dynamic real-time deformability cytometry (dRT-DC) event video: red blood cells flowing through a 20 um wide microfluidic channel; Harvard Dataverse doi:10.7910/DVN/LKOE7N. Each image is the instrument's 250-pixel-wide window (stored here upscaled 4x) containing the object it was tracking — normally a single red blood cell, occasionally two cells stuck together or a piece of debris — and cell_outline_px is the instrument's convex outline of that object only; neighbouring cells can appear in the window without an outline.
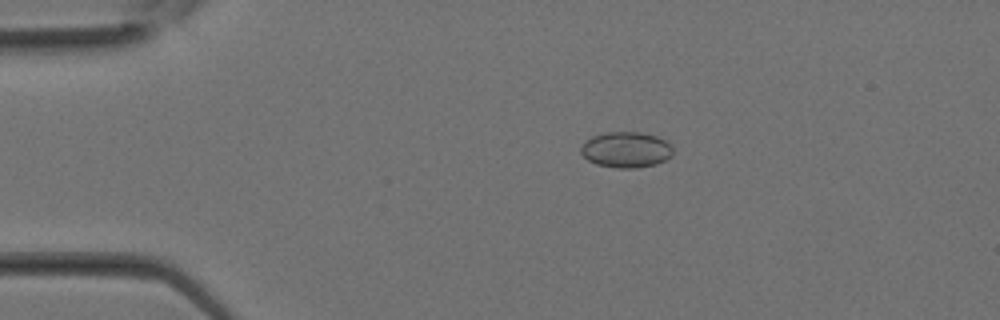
{"species": "Egyptian fruit bat (a non-hibernating species)", "species_latin": "Rousettus aegyptiacus", "temperature_condition": "room temperature", "stored_images_in_passage": 33, "camera_frame_rate_fps": 3000, "um_per_image_px": 0.085, "animal": {"sex": "female"}, "frame": {"image": 1, "passage_image": 7, "time_ms": 2.0, "image_size_px": [1000, 320], "cell_outline_px": [[672, 156], [656, 164], [636, 168], [620, 168], [596, 164], [588, 160], [580, 152], [580, 148], [584, 140], [592, 136], [604, 132], [640, 132], [656, 136], [668, 140], [672, 144]], "centroid_in_image_um": [53.22, 12.71], "position_along_channel_um": 31.8, "area_um2": 19.42}}
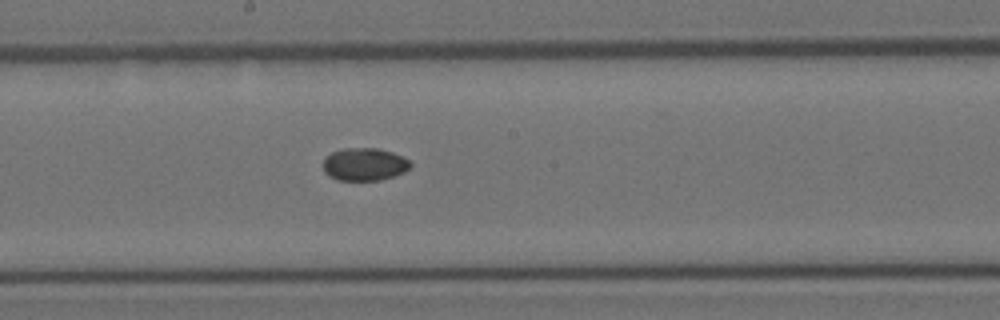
{"frame": {"image": 2, "passage_image": 18, "time_ms": 5.667, "image_size_px": [1000, 320], "cell_outline_px": [[412, 164], [404, 172], [380, 180], [336, 180], [328, 176], [324, 172], [324, 160], [332, 152], [344, 148], [376, 148], [392, 152], [408, 160]], "centroid_in_image_um": [30.95, 13.97], "position_along_channel_um": 217.2, "area_um2": 16.47}}
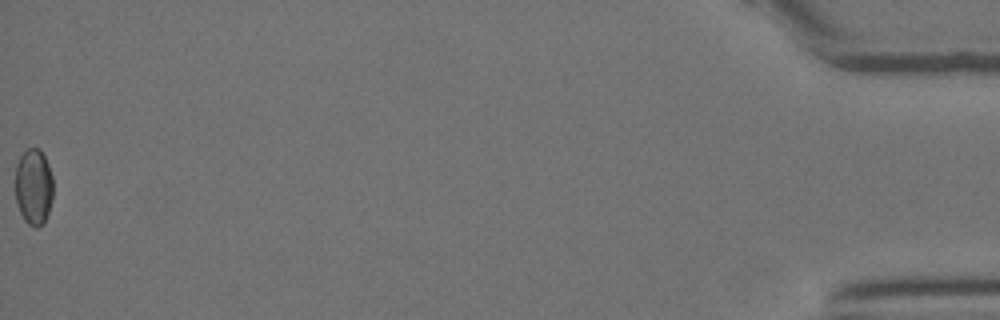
{"frame": {"image": 3, "passage_image": 33, "time_ms": 10.667, "image_size_px": [1000, 320], "cell_outline_px": [[52, 200], [48, 212], [44, 220], [36, 228], [28, 224], [24, 220], [20, 212], [16, 200], [16, 164], [24, 148], [40, 148], [48, 164], [52, 176]], "centroid_in_image_um": [2.85, 15.83], "position_along_channel_um": 432.4, "area_um2": 16.76}}